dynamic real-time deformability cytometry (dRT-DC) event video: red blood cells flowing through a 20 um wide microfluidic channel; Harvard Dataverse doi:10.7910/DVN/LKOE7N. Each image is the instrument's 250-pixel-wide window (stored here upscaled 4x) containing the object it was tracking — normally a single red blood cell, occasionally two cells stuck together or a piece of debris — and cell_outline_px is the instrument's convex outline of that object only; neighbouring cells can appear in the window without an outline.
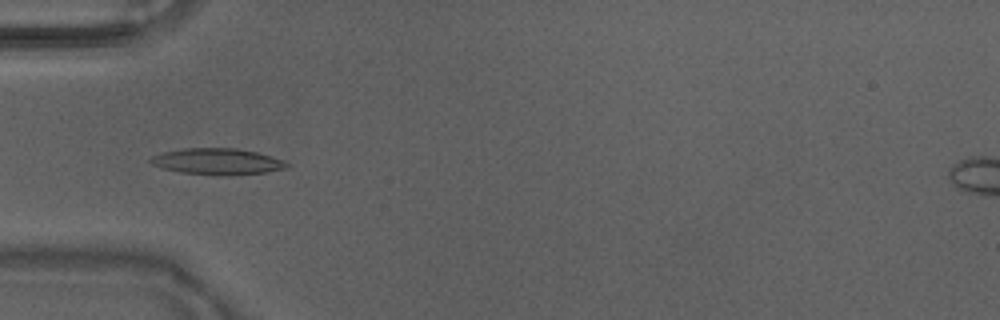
{"species": "Egyptian fruit bat (a non-hibernating species)", "species_latin": "Rousettus aegyptiacus", "temperature_condition": "warm", "stored_images_in_passage": 12, "camera_frame_rate_fps": 3000, "um_per_image_px": 0.085, "animal": {"sex": "male"}, "frame": {"image": 1, "passage_image": 9, "time_ms": 2.667, "image_size_px": [1000, 320], "cell_outline_px": [[292, 164], [288, 168], [268, 172], [232, 176], [216, 176], [180, 172], [164, 168], [152, 164], [148, 160], [152, 156], [164, 152], [184, 148], [236, 148], [256, 152], [284, 160]], "centroid_in_image_um": [18.54, 13.74], "position_along_channel_um": 66.5, "area_um2": 21.15}}